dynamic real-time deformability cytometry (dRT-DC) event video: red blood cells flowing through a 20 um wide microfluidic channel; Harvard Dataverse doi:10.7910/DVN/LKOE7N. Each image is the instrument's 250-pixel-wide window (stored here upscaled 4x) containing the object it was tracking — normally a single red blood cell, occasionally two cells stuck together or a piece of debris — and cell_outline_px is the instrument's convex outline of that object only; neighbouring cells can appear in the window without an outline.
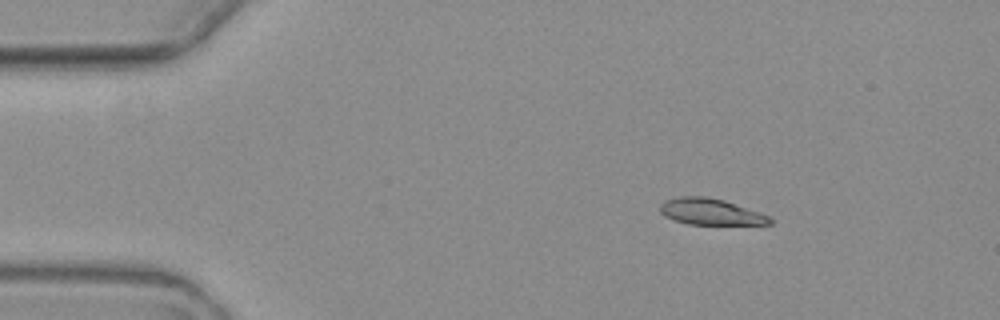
{"species": "common noctule bat (a hibernating species)", "species_latin": "Nyctalus noctula", "temperature_condition": "warm", "stored_images_in_passage": 5, "segment_of_instrument_passage": [1, 2], "camera_frame_rate_fps": 3000, "um_per_image_px": 0.085, "animal": {"sex": "female", "body_mass_g": 19.3, "forearm_length_mm": 54.1}, "frame": {"image": 1, "passage_image": 2, "time_ms": 1.0, "image_size_px": [1000, 320], "cell_outline_px": [[772, 224], [688, 224], [664, 216], [660, 212], [660, 204], [664, 200], [680, 196], [704, 196], [724, 200], [768, 216], [772, 220]], "centroid_in_image_um": [60.34, 17.99], "position_along_channel_um": 24.7, "area_um2": 16.53}}
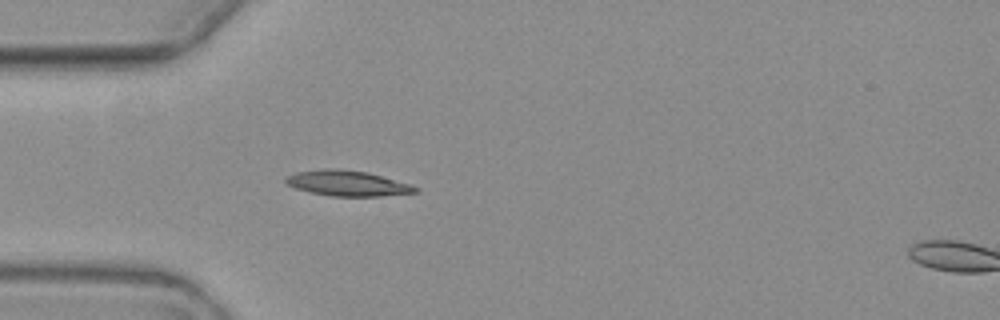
{"frame": {"image": 2, "passage_image": 4, "time_ms": 3.667, "image_size_px": [1000, 320], "cell_outline_px": [[420, 192], [380, 196], [332, 196], [312, 192], [296, 188], [288, 184], [284, 180], [288, 176], [296, 172], [324, 168], [336, 168], [368, 172], [408, 184], [420, 188]], "centroid_in_image_um": [29.55, 15.57], "position_along_channel_um": 55.4, "area_um2": 19.02}}